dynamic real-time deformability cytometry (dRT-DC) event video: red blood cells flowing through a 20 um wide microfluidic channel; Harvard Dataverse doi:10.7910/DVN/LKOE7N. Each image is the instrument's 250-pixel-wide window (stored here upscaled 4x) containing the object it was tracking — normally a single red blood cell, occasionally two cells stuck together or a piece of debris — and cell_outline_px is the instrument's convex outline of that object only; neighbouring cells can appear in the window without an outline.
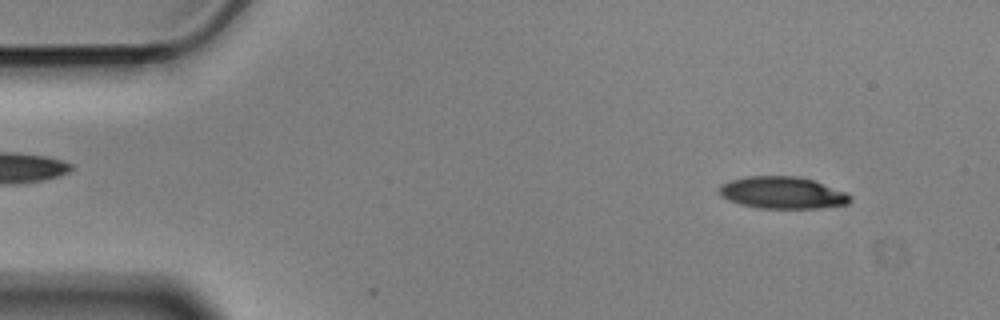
{"species": "Egyptian fruit bat (a non-hibernating species)", "species_latin": "Rousettus aegyptiacus", "temperature_condition": "cold", "stored_images_in_passage": 3, "camera_frame_rate_fps": 3000, "um_per_image_px": 0.085, "animal": {"sex": "male"}, "frame": {"image": 1, "passage_image": 1, "time_ms": 0.0, "image_size_px": [1000, 320], "cell_outline_px": [[852, 200], [848, 204], [820, 208], [760, 208], [740, 204], [728, 200], [720, 196], [720, 184], [732, 180], [748, 176], [800, 176], [848, 192], [852, 196]], "centroid_in_image_um": [66.55, 16.38], "position_along_channel_um": 18.5, "area_um2": 24.51}}